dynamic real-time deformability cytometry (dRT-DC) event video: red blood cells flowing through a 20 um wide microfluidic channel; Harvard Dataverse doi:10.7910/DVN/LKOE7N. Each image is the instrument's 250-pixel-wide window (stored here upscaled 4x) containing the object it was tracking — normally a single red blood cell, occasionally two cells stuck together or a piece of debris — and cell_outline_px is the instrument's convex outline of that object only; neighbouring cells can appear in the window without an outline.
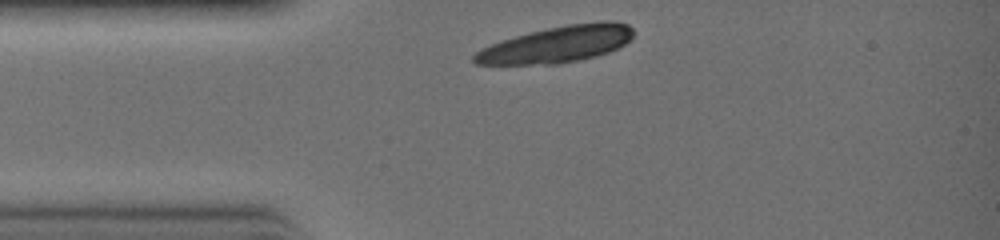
{"species": "common noctule bat (a hibernating species)", "species_latin": "Nyctalus noctula", "temperature_condition": "warm", "stored_images_in_passage": 5, "camera_frame_rate_fps": 3000, "um_per_image_px": 0.085, "animal": {"sex": "female", "body_mass_g": 19.0, "forearm_length_mm": 51.5}, "frame": {"image": 1, "passage_image": 1, "time_ms": 0.0, "image_size_px": [1000, 240], "cell_outline_px": [[632, 36], [624, 44], [608, 52], [596, 56], [556, 64], [476, 64], [472, 60], [472, 56], [480, 48], [500, 40], [528, 32], [568, 24], [604, 20], [616, 20], [628, 24], [632, 28]], "centroid_in_image_um": [47.32, 3.75], "position_along_channel_um": 37.7, "area_um2": 33.81}}